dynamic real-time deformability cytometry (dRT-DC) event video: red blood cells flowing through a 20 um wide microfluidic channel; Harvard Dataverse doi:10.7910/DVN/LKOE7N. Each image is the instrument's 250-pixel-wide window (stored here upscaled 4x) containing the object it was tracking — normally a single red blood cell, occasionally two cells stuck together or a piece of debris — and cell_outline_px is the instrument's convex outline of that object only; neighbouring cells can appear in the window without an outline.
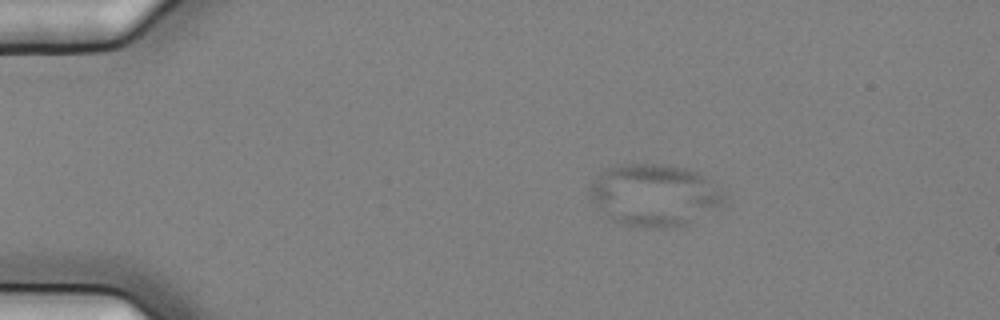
{"species": "common noctule bat (a hibernating species)", "species_latin": "Nyctalus noctula", "temperature_condition": "cold", "stored_images_in_passage": 3, "camera_frame_rate_fps": 3000, "um_per_image_px": 0.085, "animal": {"sex": "female", "body_mass_g": 25.1}, "frame": {"image": 1, "passage_image": 2, "time_ms": 0.333, "image_size_px": [1000, 320], "cell_outline_px": [[724, 196], [720, 204], [692, 224], [660, 228], [620, 224], [612, 220], [608, 216], [592, 196], [588, 188], [588, 184], [600, 172], [608, 168], [624, 164], [656, 164], [688, 168], [696, 172]], "centroid_in_image_um": [55.56, 16.58], "position_along_channel_um": 29.4, "area_um2": 47.34}}